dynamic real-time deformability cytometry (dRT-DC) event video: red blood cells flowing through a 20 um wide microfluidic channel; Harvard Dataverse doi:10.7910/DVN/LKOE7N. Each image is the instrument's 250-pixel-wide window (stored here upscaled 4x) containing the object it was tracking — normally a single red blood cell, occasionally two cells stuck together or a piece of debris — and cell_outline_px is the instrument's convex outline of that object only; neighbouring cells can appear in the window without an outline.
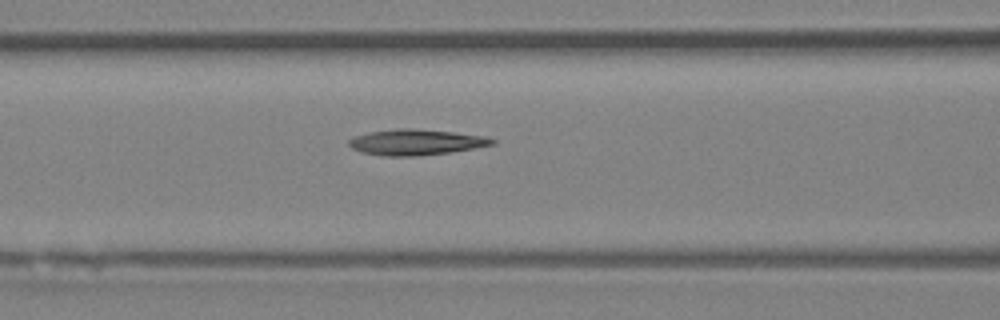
{"species": "Egyptian fruit bat (a non-hibernating species)", "species_latin": "Rousettus aegyptiacus", "temperature_condition": "room temperature", "stored_images_in_passage": 7, "camera_frame_rate_fps": 3000, "um_per_image_px": 0.085, "animal": {"sex": "female"}, "frame": {"image": 1, "passage_image": 7, "time_ms": 8.667, "image_size_px": [1000, 320], "cell_outline_px": [[496, 144], [476, 148], [448, 152], [416, 156], [380, 156], [360, 152], [352, 148], [348, 144], [348, 140], [356, 136], [368, 132], [396, 128], [412, 128], [452, 132], [484, 136], [496, 140]], "centroid_in_image_um": [35.33, 12.09], "position_along_channel_um": 131.3, "area_um2": 21.56}}